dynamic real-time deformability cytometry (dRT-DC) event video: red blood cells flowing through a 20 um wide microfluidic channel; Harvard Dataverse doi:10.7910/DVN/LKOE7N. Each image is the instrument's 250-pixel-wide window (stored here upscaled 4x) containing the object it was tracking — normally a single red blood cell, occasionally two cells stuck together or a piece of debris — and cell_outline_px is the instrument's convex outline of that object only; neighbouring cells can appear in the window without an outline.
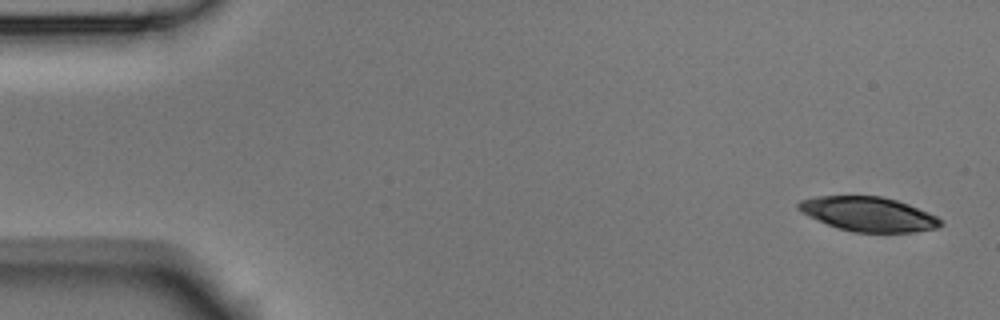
{"species": "Egyptian fruit bat (a non-hibernating species)", "species_latin": "Rousettus aegyptiacus", "temperature_condition": "room temperature", "stored_images_in_passage": 6, "segment_of_instrument_passage": [2, 2], "camera_frame_rate_fps": 3000, "um_per_image_px": 0.085, "animal": {"sex": "male"}, "frame": {"image": 1, "passage_image": 6, "time_ms": 1.667, "image_size_px": [1000, 320], "cell_outline_px": [[944, 224], [936, 228], [912, 232], [852, 232], [828, 224], [808, 216], [796, 208], [796, 204], [800, 200], [816, 196], [880, 196], [896, 200], [908, 204], [928, 212], [936, 216]], "centroid_in_image_um": [73.79, 18.19], "position_along_channel_um": 11.2, "area_um2": 28.32}}